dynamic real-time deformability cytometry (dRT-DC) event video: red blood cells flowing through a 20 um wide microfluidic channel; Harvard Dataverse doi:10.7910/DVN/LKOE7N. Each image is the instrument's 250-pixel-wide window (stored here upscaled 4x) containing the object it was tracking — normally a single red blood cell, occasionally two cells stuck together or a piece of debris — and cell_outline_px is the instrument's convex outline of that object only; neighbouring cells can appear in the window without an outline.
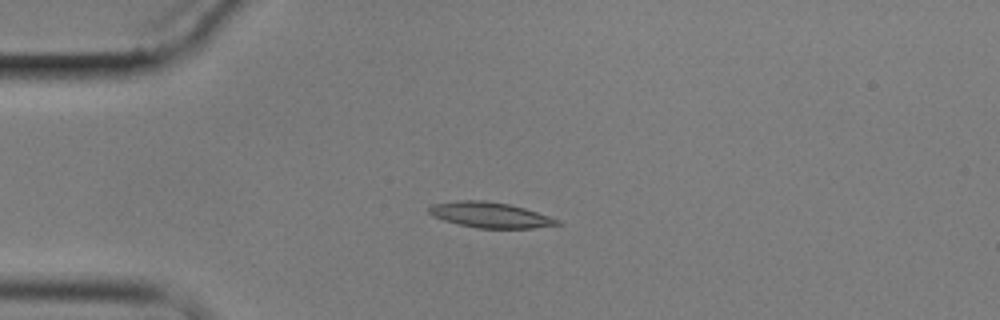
{"species": "common noctule bat (a hibernating species)", "species_latin": "Nyctalus noctula", "temperature_condition": "cold", "stored_images_in_passage": 6, "camera_frame_rate_fps": 3000, "um_per_image_px": 0.085, "animal": {"sex": "male", "body_mass_g": 17.9}, "frame": {"image": 1, "passage_image": 3, "time_ms": 2.333, "image_size_px": [1000, 320], "cell_outline_px": [[564, 224], [532, 228], [480, 228], [460, 224], [444, 220], [432, 216], [428, 212], [428, 208], [432, 204], [456, 200], [484, 200], [508, 204], [524, 208], [560, 220]], "centroid_in_image_um": [41.65, 18.26], "position_along_channel_um": 43.3, "area_um2": 18.96}}
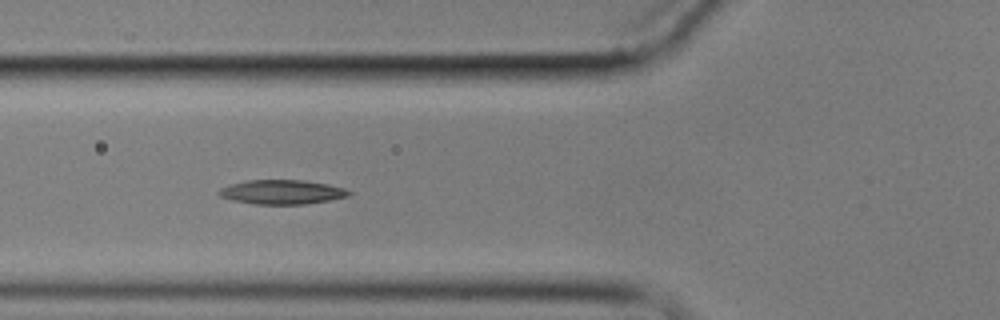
{"frame": {"image": 2, "passage_image": 5, "time_ms": 4.667, "image_size_px": [1000, 320], "cell_outline_px": [[352, 192], [348, 196], [328, 200], [304, 204], [256, 204], [232, 200], [220, 196], [216, 192], [220, 188], [232, 184], [248, 180], [304, 180], [328, 184], [344, 188]], "centroid_in_image_um": [23.95, 16.32], "position_along_channel_um": 101.8, "area_um2": 18.26}}
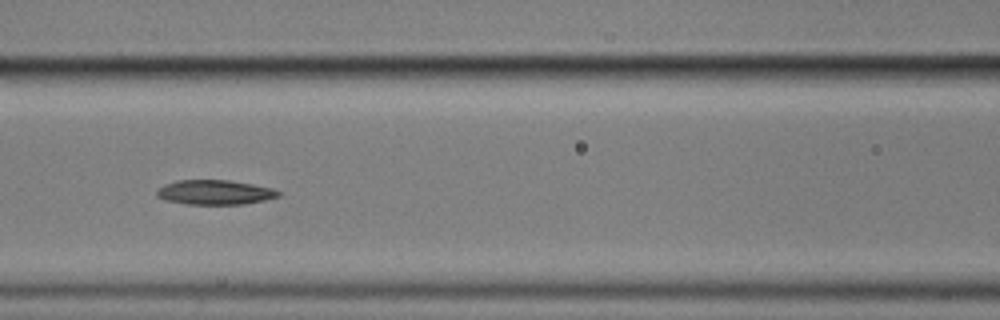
{"frame": {"image": 3, "passage_image": 6, "time_ms": 6.0, "image_size_px": [1000, 320], "cell_outline_px": [[280, 196], [264, 200], [244, 204], [188, 204], [164, 200], [156, 196], [156, 188], [164, 184], [176, 180], [228, 180], [252, 184], [272, 188], [280, 192]], "centroid_in_image_um": [18.21, 16.34], "position_along_channel_um": 148.4, "area_um2": 17.51}}